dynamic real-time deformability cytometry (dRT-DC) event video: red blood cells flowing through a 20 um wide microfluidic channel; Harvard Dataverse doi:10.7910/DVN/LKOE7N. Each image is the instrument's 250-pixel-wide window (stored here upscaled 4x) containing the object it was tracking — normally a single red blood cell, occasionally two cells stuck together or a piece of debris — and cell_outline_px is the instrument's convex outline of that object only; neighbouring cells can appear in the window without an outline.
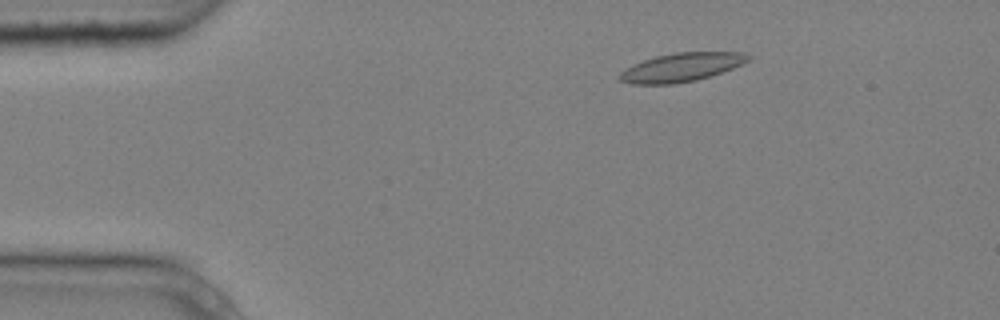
{"species": "common noctule bat (a hibernating species)", "species_latin": "Nyctalus noctula", "temperature_condition": "cold", "stored_images_in_passage": 3, "camera_frame_rate_fps": 3000, "um_per_image_px": 0.085, "animal": {"sex": "male", "body_mass_g": 20.4}, "frame": {"image": 1, "passage_image": 1, "time_ms": 0.0, "image_size_px": [1000, 320], "cell_outline_px": [[752, 56], [748, 60], [732, 68], [696, 80], [676, 84], [632, 84], [620, 80], [616, 76], [620, 72], [632, 64], [656, 56], [676, 52], [744, 52]], "centroid_in_image_um": [57.87, 5.72], "position_along_channel_um": 27.1, "area_um2": 21.33}}
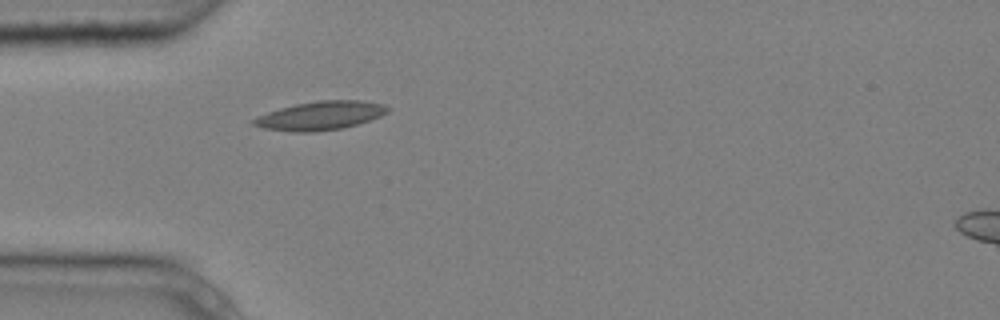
{"frame": {"image": 2, "passage_image": 3, "time_ms": 0.667, "image_size_px": [1000, 320], "cell_outline_px": [[392, 108], [388, 112], [380, 116], [344, 128], [316, 132], [292, 132], [264, 128], [252, 124], [252, 120], [256, 116], [280, 108], [296, 104], [320, 100], [364, 100], [384, 104]], "centroid_in_image_um": [27.25, 9.82], "position_along_channel_um": 57.7, "area_um2": 22.48}}